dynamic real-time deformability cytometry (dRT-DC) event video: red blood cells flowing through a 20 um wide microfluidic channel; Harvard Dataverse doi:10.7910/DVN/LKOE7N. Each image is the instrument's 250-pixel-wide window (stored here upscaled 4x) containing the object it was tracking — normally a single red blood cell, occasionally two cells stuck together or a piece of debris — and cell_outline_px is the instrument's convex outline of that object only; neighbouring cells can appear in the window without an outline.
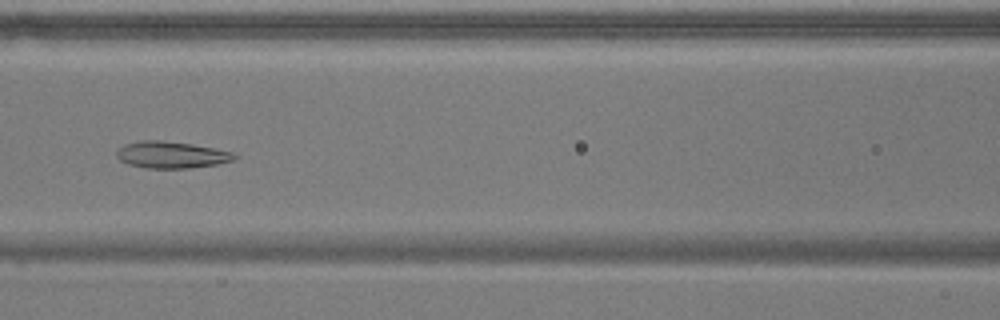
{"species": "common noctule bat (a hibernating species)", "species_latin": "Nyctalus noctula", "temperature_condition": "warm", "stored_images_in_passage": 54, "camera_frame_rate_fps": 3000, "um_per_image_px": 0.085, "animal": {"sex": "male", "body_mass_g": 17.9}, "frame": {"image": 1, "passage_image": 22, "time_ms": 7.0, "image_size_px": [1000, 320], "cell_outline_px": [[240, 156], [232, 160], [216, 164], [192, 168], [148, 168], [128, 164], [120, 160], [116, 156], [116, 152], [124, 144], [140, 140], [160, 140], [192, 144], [232, 152]], "centroid_in_image_um": [14.55, 13.16], "position_along_channel_um": 152.0, "area_um2": 18.26}}
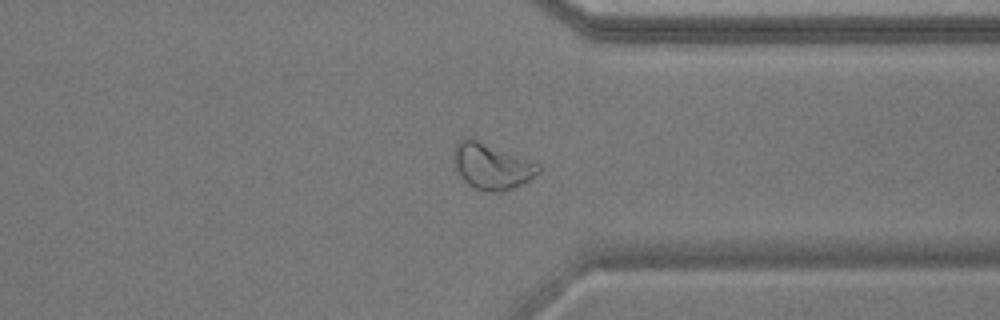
{"frame": {"image": 2, "passage_image": 40, "time_ms": 13.0, "image_size_px": [1000, 320], "cell_outline_px": [[540, 172], [528, 180], [504, 192], [492, 192], [476, 188], [468, 184], [460, 176], [452, 160], [452, 156], [456, 144], [460, 140], [476, 140], [540, 164]], "centroid_in_image_um": [41.78, 14.16], "position_along_channel_um": 369.6, "area_um2": 22.08}}
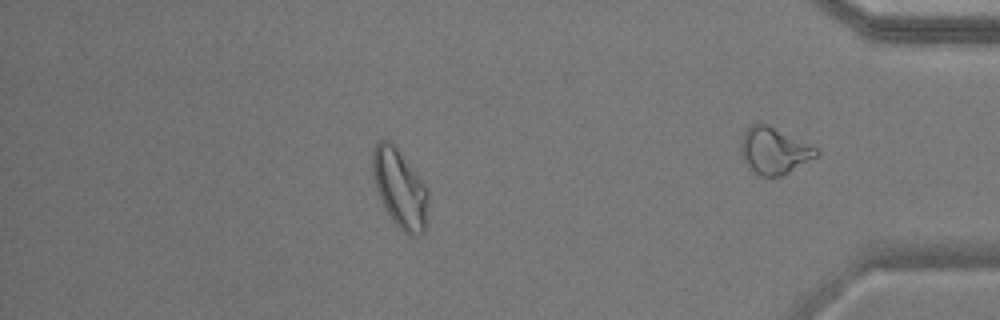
{"frame": {"image": 3, "passage_image": 46, "time_ms": 15.0, "image_size_px": [1000, 320], "cell_outline_px": [[428, 220], [424, 232], [420, 236], [412, 236], [404, 232], [392, 220], [376, 188], [372, 172], [372, 148], [376, 140], [388, 140], [396, 148], [428, 188]], "centroid_in_image_um": [34.01, 16.04], "position_along_channel_um": 401.2, "area_um2": 25.37}, "authors_computed_cell_mechanics": {"area_um2": 23.0911, "velocity_mm_per_s": 3.6614, "shape_relaxation_time_tau1_ms": null, "shape_relaxation_time_tau2_ms": 1.6855, "deformation_change_tau1": null, "deformation_change_tau2": 0.0873}}